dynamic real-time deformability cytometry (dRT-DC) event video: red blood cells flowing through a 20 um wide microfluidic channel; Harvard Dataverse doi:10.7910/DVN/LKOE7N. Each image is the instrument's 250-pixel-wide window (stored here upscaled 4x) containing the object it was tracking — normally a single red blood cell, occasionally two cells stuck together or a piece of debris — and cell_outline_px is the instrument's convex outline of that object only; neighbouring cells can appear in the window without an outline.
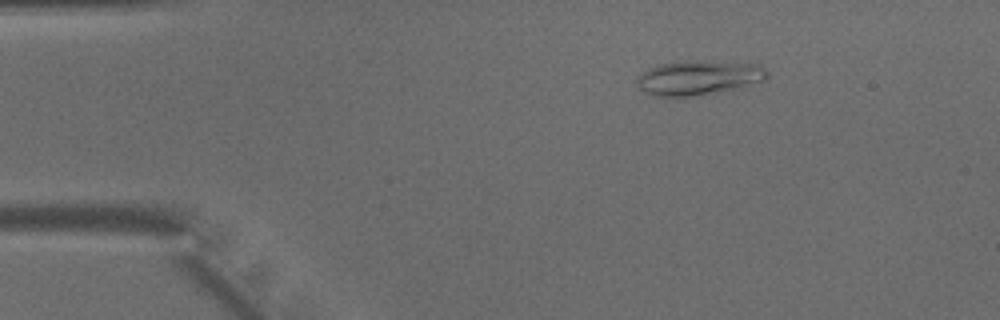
{"species": "common noctule bat (a hibernating species)", "species_latin": "Nyctalus noctula", "temperature_condition": "warm", "stored_images_in_passage": 23, "camera_frame_rate_fps": 3000, "um_per_image_px": 0.085, "animal": {"sex": "male", "body_mass_g": 15.6}, "frame": {"image": 1, "passage_image": 7, "time_ms": 2.0, "image_size_px": [1000, 320], "cell_outline_px": [[768, 76], [764, 80], [736, 88], [692, 96], [652, 96], [644, 92], [636, 84], [636, 80], [640, 72], [656, 64], [672, 60], [708, 60], [760, 64], [768, 72]], "centroid_in_image_um": [59.31, 6.56], "position_along_channel_um": 25.7, "area_um2": 26.7}}
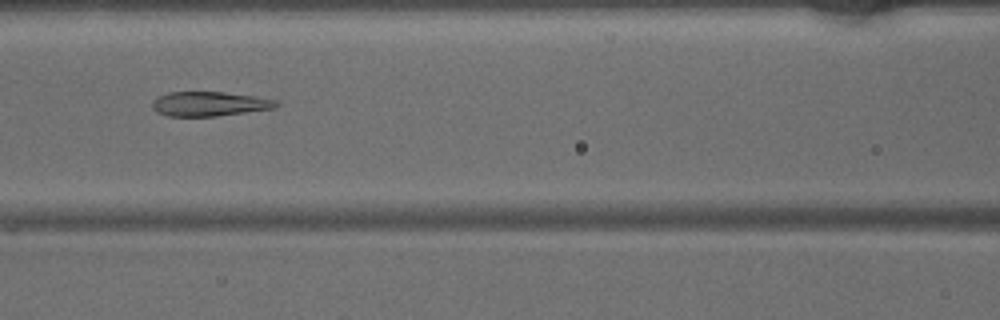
{"frame": {"image": 2, "passage_image": 20, "time_ms": 6.333, "image_size_px": [1000, 320], "cell_outline_px": [[280, 104], [276, 108], [216, 116], [168, 116], [156, 112], [152, 108], [152, 100], [156, 96], [168, 92], [224, 92], [256, 96], [276, 100]], "centroid_in_image_um": [17.78, 8.82], "position_along_channel_um": 148.8, "area_um2": 17.86}}
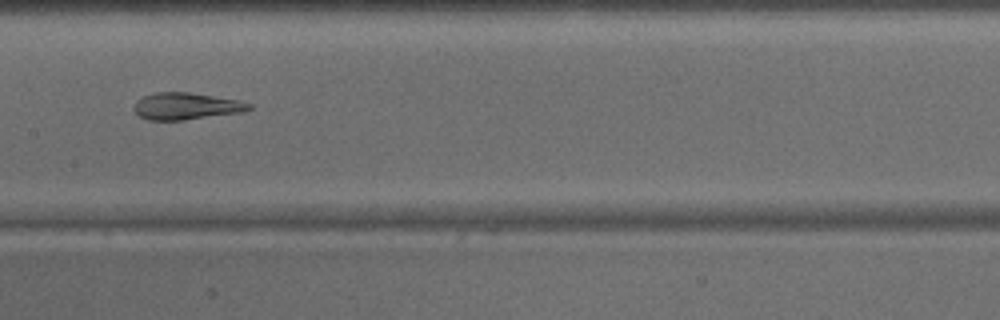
{"frame": {"image": 3, "passage_image": 23, "time_ms": 7.333, "image_size_px": [1000, 320], "cell_outline_px": [[252, 108], [244, 112], [184, 120], [148, 120], [140, 116], [132, 108], [132, 104], [136, 100], [144, 96], [156, 92], [188, 92], [240, 100], [252, 104]], "centroid_in_image_um": [15.82, 9.02], "position_along_channel_um": 191.6, "area_um2": 18.21}}